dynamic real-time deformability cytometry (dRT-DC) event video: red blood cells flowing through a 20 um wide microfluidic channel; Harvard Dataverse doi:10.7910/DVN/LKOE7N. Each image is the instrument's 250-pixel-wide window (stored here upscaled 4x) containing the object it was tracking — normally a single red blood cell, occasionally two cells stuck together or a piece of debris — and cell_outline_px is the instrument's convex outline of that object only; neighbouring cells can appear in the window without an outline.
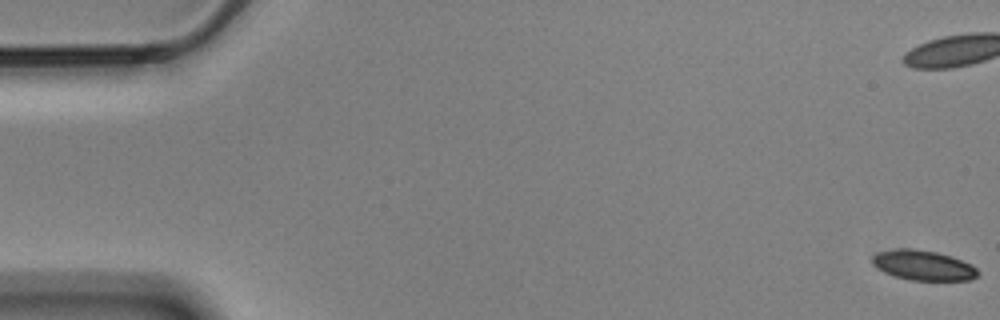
{"species": "Egyptian fruit bat (a non-hibernating species)", "species_latin": "Rousettus aegyptiacus", "temperature_condition": "cold", "stored_images_in_passage": 6, "camera_frame_rate_fps": 3000, "um_per_image_px": 0.085, "animal": {"sex": "male"}, "frame": {"image": 1, "passage_image": 1, "time_ms": 0.0, "image_size_px": [1000, 320], "cell_outline_px": [[980, 272], [976, 276], [968, 280], [908, 280], [884, 272], [872, 264], [872, 256], [876, 252], [896, 248], [912, 248], [936, 252], [952, 256], [972, 264]], "centroid_in_image_um": [78.46, 22.54], "position_along_channel_um": 6.5, "area_um2": 18.55}}